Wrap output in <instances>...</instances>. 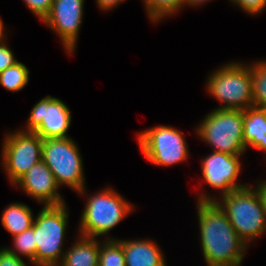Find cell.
<instances>
[{"instance_id": "5", "label": "cell", "mask_w": 266, "mask_h": 266, "mask_svg": "<svg viewBox=\"0 0 266 266\" xmlns=\"http://www.w3.org/2000/svg\"><path fill=\"white\" fill-rule=\"evenodd\" d=\"M243 128V110L215 108L206 114L196 133L213 151L243 155L246 151Z\"/></svg>"}, {"instance_id": "27", "label": "cell", "mask_w": 266, "mask_h": 266, "mask_svg": "<svg viewBox=\"0 0 266 266\" xmlns=\"http://www.w3.org/2000/svg\"><path fill=\"white\" fill-rule=\"evenodd\" d=\"M98 7L103 11H109L112 8L121 4L123 0H96Z\"/></svg>"}, {"instance_id": "6", "label": "cell", "mask_w": 266, "mask_h": 266, "mask_svg": "<svg viewBox=\"0 0 266 266\" xmlns=\"http://www.w3.org/2000/svg\"><path fill=\"white\" fill-rule=\"evenodd\" d=\"M210 74L206 88L213 98L224 104L219 109L253 107L250 65L231 62Z\"/></svg>"}, {"instance_id": "19", "label": "cell", "mask_w": 266, "mask_h": 266, "mask_svg": "<svg viewBox=\"0 0 266 266\" xmlns=\"http://www.w3.org/2000/svg\"><path fill=\"white\" fill-rule=\"evenodd\" d=\"M28 80L29 70L19 61L0 72V85L12 92L23 89L28 84Z\"/></svg>"}, {"instance_id": "1", "label": "cell", "mask_w": 266, "mask_h": 266, "mask_svg": "<svg viewBox=\"0 0 266 266\" xmlns=\"http://www.w3.org/2000/svg\"><path fill=\"white\" fill-rule=\"evenodd\" d=\"M202 254L207 266H240L246 245L216 201H197Z\"/></svg>"}, {"instance_id": "11", "label": "cell", "mask_w": 266, "mask_h": 266, "mask_svg": "<svg viewBox=\"0 0 266 266\" xmlns=\"http://www.w3.org/2000/svg\"><path fill=\"white\" fill-rule=\"evenodd\" d=\"M84 0H53L50 12L42 20L59 34L64 49L72 54L76 49L83 20Z\"/></svg>"}, {"instance_id": "10", "label": "cell", "mask_w": 266, "mask_h": 266, "mask_svg": "<svg viewBox=\"0 0 266 266\" xmlns=\"http://www.w3.org/2000/svg\"><path fill=\"white\" fill-rule=\"evenodd\" d=\"M69 107L59 98L47 95L34 105L26 129L37 133L42 139L64 138L71 124Z\"/></svg>"}, {"instance_id": "17", "label": "cell", "mask_w": 266, "mask_h": 266, "mask_svg": "<svg viewBox=\"0 0 266 266\" xmlns=\"http://www.w3.org/2000/svg\"><path fill=\"white\" fill-rule=\"evenodd\" d=\"M24 203H12L2 213L1 223L12 237L32 227L34 215Z\"/></svg>"}, {"instance_id": "3", "label": "cell", "mask_w": 266, "mask_h": 266, "mask_svg": "<svg viewBox=\"0 0 266 266\" xmlns=\"http://www.w3.org/2000/svg\"><path fill=\"white\" fill-rule=\"evenodd\" d=\"M66 207L43 206L34 219L35 266H57L61 262L69 217Z\"/></svg>"}, {"instance_id": "8", "label": "cell", "mask_w": 266, "mask_h": 266, "mask_svg": "<svg viewBox=\"0 0 266 266\" xmlns=\"http://www.w3.org/2000/svg\"><path fill=\"white\" fill-rule=\"evenodd\" d=\"M144 157L157 166H172L188 159V145L175 127L158 125L137 135Z\"/></svg>"}, {"instance_id": "20", "label": "cell", "mask_w": 266, "mask_h": 266, "mask_svg": "<svg viewBox=\"0 0 266 266\" xmlns=\"http://www.w3.org/2000/svg\"><path fill=\"white\" fill-rule=\"evenodd\" d=\"M98 266H126L122 244L114 238L100 243Z\"/></svg>"}, {"instance_id": "4", "label": "cell", "mask_w": 266, "mask_h": 266, "mask_svg": "<svg viewBox=\"0 0 266 266\" xmlns=\"http://www.w3.org/2000/svg\"><path fill=\"white\" fill-rule=\"evenodd\" d=\"M85 205L79 226V235L84 237L107 235L133 211L131 204L111 187L91 195Z\"/></svg>"}, {"instance_id": "23", "label": "cell", "mask_w": 266, "mask_h": 266, "mask_svg": "<svg viewBox=\"0 0 266 266\" xmlns=\"http://www.w3.org/2000/svg\"><path fill=\"white\" fill-rule=\"evenodd\" d=\"M32 11L41 21L47 16L51 10L53 0H23Z\"/></svg>"}, {"instance_id": "13", "label": "cell", "mask_w": 266, "mask_h": 266, "mask_svg": "<svg viewBox=\"0 0 266 266\" xmlns=\"http://www.w3.org/2000/svg\"><path fill=\"white\" fill-rule=\"evenodd\" d=\"M14 185L21 187L27 195L44 206L66 204L64 198L59 194V186L52 171L43 160L28 170Z\"/></svg>"}, {"instance_id": "18", "label": "cell", "mask_w": 266, "mask_h": 266, "mask_svg": "<svg viewBox=\"0 0 266 266\" xmlns=\"http://www.w3.org/2000/svg\"><path fill=\"white\" fill-rule=\"evenodd\" d=\"M252 78L253 107L266 108V61L249 64Z\"/></svg>"}, {"instance_id": "9", "label": "cell", "mask_w": 266, "mask_h": 266, "mask_svg": "<svg viewBox=\"0 0 266 266\" xmlns=\"http://www.w3.org/2000/svg\"><path fill=\"white\" fill-rule=\"evenodd\" d=\"M3 140L2 166L14 185L42 160L43 139L35 132L19 129L8 133Z\"/></svg>"}, {"instance_id": "15", "label": "cell", "mask_w": 266, "mask_h": 266, "mask_svg": "<svg viewBox=\"0 0 266 266\" xmlns=\"http://www.w3.org/2000/svg\"><path fill=\"white\" fill-rule=\"evenodd\" d=\"M243 137L247 147L266 152V108L249 107L243 110Z\"/></svg>"}, {"instance_id": "2", "label": "cell", "mask_w": 266, "mask_h": 266, "mask_svg": "<svg viewBox=\"0 0 266 266\" xmlns=\"http://www.w3.org/2000/svg\"><path fill=\"white\" fill-rule=\"evenodd\" d=\"M198 201H216L226 212L239 238L250 245L266 231V214L257 190L250 185L221 195V200L201 193Z\"/></svg>"}, {"instance_id": "25", "label": "cell", "mask_w": 266, "mask_h": 266, "mask_svg": "<svg viewBox=\"0 0 266 266\" xmlns=\"http://www.w3.org/2000/svg\"><path fill=\"white\" fill-rule=\"evenodd\" d=\"M17 62L14 53L8 48L7 44L5 42L0 44V72Z\"/></svg>"}, {"instance_id": "16", "label": "cell", "mask_w": 266, "mask_h": 266, "mask_svg": "<svg viewBox=\"0 0 266 266\" xmlns=\"http://www.w3.org/2000/svg\"><path fill=\"white\" fill-rule=\"evenodd\" d=\"M76 243L64 252L57 266H98L100 242L97 238L78 236Z\"/></svg>"}, {"instance_id": "26", "label": "cell", "mask_w": 266, "mask_h": 266, "mask_svg": "<svg viewBox=\"0 0 266 266\" xmlns=\"http://www.w3.org/2000/svg\"><path fill=\"white\" fill-rule=\"evenodd\" d=\"M0 266H27L20 256L10 253L5 247L0 249Z\"/></svg>"}, {"instance_id": "30", "label": "cell", "mask_w": 266, "mask_h": 266, "mask_svg": "<svg viewBox=\"0 0 266 266\" xmlns=\"http://www.w3.org/2000/svg\"><path fill=\"white\" fill-rule=\"evenodd\" d=\"M4 24H3V22H2V20H1V18H0V44H2V43H4V42H6L5 41V35H4V26H3Z\"/></svg>"}, {"instance_id": "14", "label": "cell", "mask_w": 266, "mask_h": 266, "mask_svg": "<svg viewBox=\"0 0 266 266\" xmlns=\"http://www.w3.org/2000/svg\"><path fill=\"white\" fill-rule=\"evenodd\" d=\"M117 240L122 244L126 266H167L160 247L152 239Z\"/></svg>"}, {"instance_id": "29", "label": "cell", "mask_w": 266, "mask_h": 266, "mask_svg": "<svg viewBox=\"0 0 266 266\" xmlns=\"http://www.w3.org/2000/svg\"><path fill=\"white\" fill-rule=\"evenodd\" d=\"M209 0H183L184 5H191V6H200V4H203L205 2H208Z\"/></svg>"}, {"instance_id": "28", "label": "cell", "mask_w": 266, "mask_h": 266, "mask_svg": "<svg viewBox=\"0 0 266 266\" xmlns=\"http://www.w3.org/2000/svg\"><path fill=\"white\" fill-rule=\"evenodd\" d=\"M261 199V202L263 204V208L266 214V180H262V182L260 181L257 186L254 187Z\"/></svg>"}, {"instance_id": "21", "label": "cell", "mask_w": 266, "mask_h": 266, "mask_svg": "<svg viewBox=\"0 0 266 266\" xmlns=\"http://www.w3.org/2000/svg\"><path fill=\"white\" fill-rule=\"evenodd\" d=\"M147 15L153 22L178 12L183 6V0H143Z\"/></svg>"}, {"instance_id": "7", "label": "cell", "mask_w": 266, "mask_h": 266, "mask_svg": "<svg viewBox=\"0 0 266 266\" xmlns=\"http://www.w3.org/2000/svg\"><path fill=\"white\" fill-rule=\"evenodd\" d=\"M42 160L52 171L57 185H66L85 194L83 161L79 148L70 137L43 139Z\"/></svg>"}, {"instance_id": "22", "label": "cell", "mask_w": 266, "mask_h": 266, "mask_svg": "<svg viewBox=\"0 0 266 266\" xmlns=\"http://www.w3.org/2000/svg\"><path fill=\"white\" fill-rule=\"evenodd\" d=\"M13 248L5 247L10 253L20 256H27L29 262L35 265V252H36V242L34 239V228L31 227L22 233L13 237ZM19 253V254H18Z\"/></svg>"}, {"instance_id": "24", "label": "cell", "mask_w": 266, "mask_h": 266, "mask_svg": "<svg viewBox=\"0 0 266 266\" xmlns=\"http://www.w3.org/2000/svg\"><path fill=\"white\" fill-rule=\"evenodd\" d=\"M237 4L243 11L251 15H257L266 8V0H230Z\"/></svg>"}, {"instance_id": "12", "label": "cell", "mask_w": 266, "mask_h": 266, "mask_svg": "<svg viewBox=\"0 0 266 266\" xmlns=\"http://www.w3.org/2000/svg\"><path fill=\"white\" fill-rule=\"evenodd\" d=\"M240 157L213 151L201 161L203 179L212 188L221 190L222 195L247 186L236 181L241 172Z\"/></svg>"}]
</instances>
